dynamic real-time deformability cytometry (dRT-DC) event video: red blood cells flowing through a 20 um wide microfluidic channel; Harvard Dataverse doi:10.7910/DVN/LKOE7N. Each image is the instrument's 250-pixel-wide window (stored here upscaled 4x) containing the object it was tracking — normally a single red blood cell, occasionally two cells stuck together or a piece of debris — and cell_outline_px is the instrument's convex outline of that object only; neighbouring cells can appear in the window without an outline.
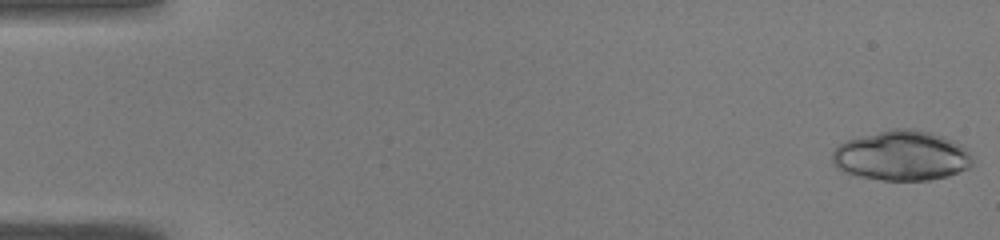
{"species": "common noctule bat (a hibernating species)", "species_latin": "Nyctalus noctula", "temperature_condition": "warm", "stored_images_in_passage": 48, "camera_frame_rate_fps": 3000, "um_per_image_px": 0.085, "animal": {"sex": "male", "body_mass_g": 19.0, "forearm_length_mm": 50.8}, "frame": {"image": 1, "passage_image": 1, "time_ms": 0.0, "image_size_px": [1000, 240], "cell_outline_px": [[972, 164], [968, 168], [948, 176], [928, 180], [880, 180], [860, 176], [848, 172], [832, 164], [832, 152], [840, 144], [848, 140], [860, 136], [896, 128], [912, 128], [932, 132], [944, 136], [968, 148], [972, 156]], "centroid_in_image_um": [76.68, 13.22], "position_along_channel_um": 8.3, "area_um2": 40.75}}